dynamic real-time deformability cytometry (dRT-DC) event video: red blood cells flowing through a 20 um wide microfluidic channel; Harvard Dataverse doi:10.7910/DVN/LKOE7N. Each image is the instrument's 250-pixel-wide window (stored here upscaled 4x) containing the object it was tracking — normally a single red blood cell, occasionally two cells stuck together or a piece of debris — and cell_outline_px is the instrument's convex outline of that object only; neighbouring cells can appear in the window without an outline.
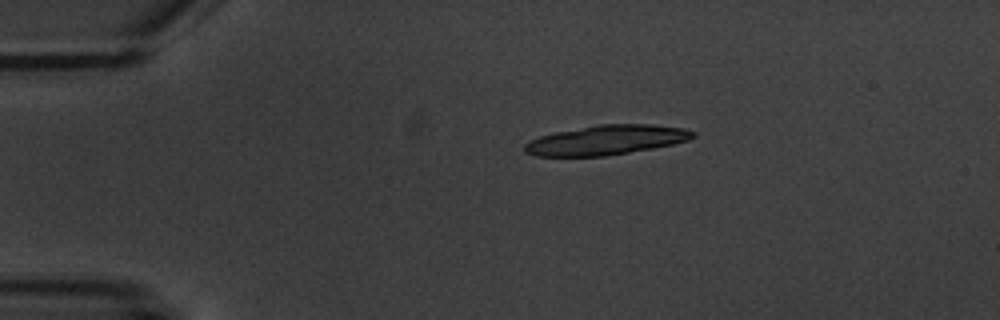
{"species": "common noctule bat (a hibernating species)", "species_latin": "Nyctalus noctula", "temperature_condition": "warm", "stored_images_in_passage": 2, "camera_frame_rate_fps": 3000, "um_per_image_px": 0.085, "animal": {"sex": "male", "body_mass_g": 20.1, "forearm_length_mm": 53.5}, "frame": {"image": 1, "passage_image": 2, "time_ms": 1.333, "image_size_px": [1000, 320], "cell_outline_px": [[696, 136], [688, 140], [672, 144], [652, 148], [604, 156], [536, 156], [524, 152], [524, 144], [528, 140], [540, 136], [556, 132], [596, 124], [652, 124], [684, 128], [696, 132]], "centroid_in_image_um": [51.52, 11.89], "position_along_channel_um": 33.5, "area_um2": 29.07}}